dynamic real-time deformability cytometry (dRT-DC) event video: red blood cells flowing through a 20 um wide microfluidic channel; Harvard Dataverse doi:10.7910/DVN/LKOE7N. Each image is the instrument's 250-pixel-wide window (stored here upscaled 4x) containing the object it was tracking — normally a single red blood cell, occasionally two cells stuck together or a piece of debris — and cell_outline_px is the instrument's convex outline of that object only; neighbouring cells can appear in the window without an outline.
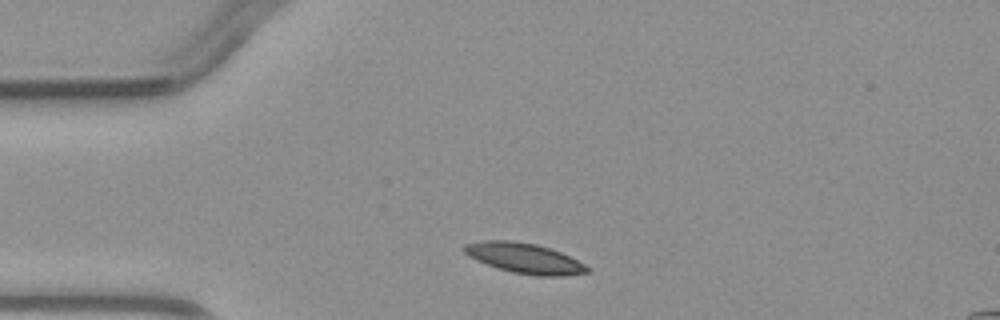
{"species": "common noctule bat (a hibernating species)", "species_latin": "Nyctalus noctula", "temperature_condition": "warm", "stored_images_in_passage": 2, "camera_frame_rate_fps": 3000, "um_per_image_px": 0.085, "animal": {"sex": "male", "body_mass_g": 23.1, "forearm_length_mm": 52.7}, "frame": {"image": 1, "passage_image": 1, "time_ms": 0.0, "image_size_px": [1000, 320], "cell_outline_px": [[592, 268], [588, 272], [564, 276], [536, 276], [512, 272], [476, 260], [468, 256], [460, 248], [464, 244], [484, 240], [512, 240], [536, 244], [560, 252]], "centroid_in_image_um": [44.55, 21.94], "position_along_channel_um": 40.4, "area_um2": 21.62}}